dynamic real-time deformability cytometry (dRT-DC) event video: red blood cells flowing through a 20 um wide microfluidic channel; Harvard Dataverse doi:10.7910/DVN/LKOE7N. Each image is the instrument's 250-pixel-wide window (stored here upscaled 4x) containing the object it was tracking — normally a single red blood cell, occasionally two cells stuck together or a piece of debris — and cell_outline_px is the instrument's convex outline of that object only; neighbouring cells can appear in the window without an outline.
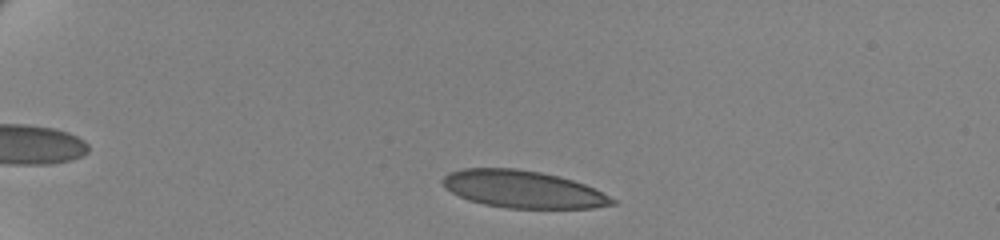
{"species": "human", "species_latin": "Homo sapiens", "temperature_condition": "cold", "stored_images_in_passage": 49, "camera_frame_rate_fps": 3000, "um_per_image_px": 0.085, "donor": {"sex": "female"}, "frame": {"image": 1, "passage_image": 5, "time_ms": 1.333, "image_size_px": [1000, 240], "cell_outline_px": [[616, 204], [592, 208], [508, 208], [484, 204], [468, 200], [444, 188], [440, 180], [444, 176], [452, 172], [464, 168], [516, 168], [540, 172], [560, 176], [584, 184], [616, 200]], "centroid_in_image_um": [44.42, 16.08], "position_along_channel_um": 40.6, "area_um2": 36.7}}
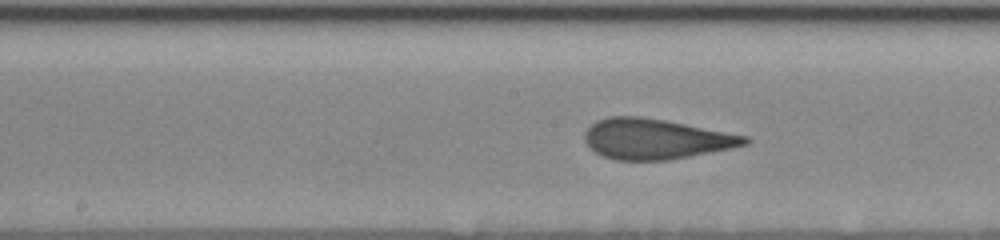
{"frame": {"image": 2, "passage_image": 24, "time_ms": 7.667, "image_size_px": [1000, 240], "cell_outline_px": [[752, 140], [748, 144], [668, 160], [616, 160], [604, 156], [596, 152], [584, 140], [584, 132], [596, 120], [608, 116], [640, 116], [664, 120], [748, 136]], "centroid_in_image_um": [55.7, 11.8], "position_along_channel_um": 192.5, "area_um2": 37.22}}
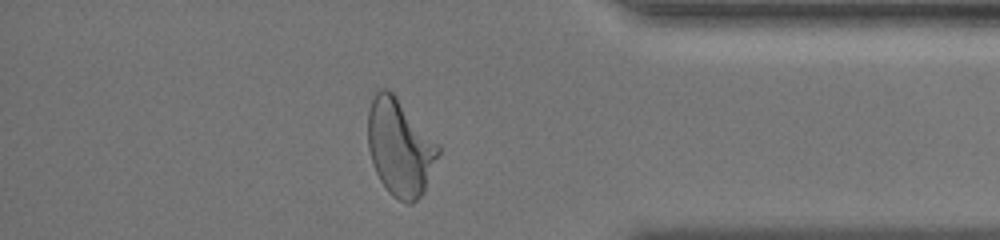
{"frame": {"image": 3, "passage_image": 43, "time_ms": 14.0, "image_size_px": [1000, 240], "cell_outline_px": [[440, 152], [424, 192], [412, 204], [408, 204], [392, 196], [388, 192], [380, 180], [372, 164], [368, 148], [368, 108], [376, 92], [380, 88], [384, 88], [392, 92], [396, 96], [440, 144]], "centroid_in_image_um": [34.0, 12.54], "position_along_channel_um": 401.2, "area_um2": 39.88}, "authors_computed_cell_mechanics": {"area_um2": 37.6278, "velocity_mm_per_s": 3.491, "shape_relaxation_time_tau1_ms": 7.0551, "shape_relaxation_time_tau2_ms": 0.6975, "deformation_change_tau1": 0.1929, "deformation_change_tau2": 0.0921}}